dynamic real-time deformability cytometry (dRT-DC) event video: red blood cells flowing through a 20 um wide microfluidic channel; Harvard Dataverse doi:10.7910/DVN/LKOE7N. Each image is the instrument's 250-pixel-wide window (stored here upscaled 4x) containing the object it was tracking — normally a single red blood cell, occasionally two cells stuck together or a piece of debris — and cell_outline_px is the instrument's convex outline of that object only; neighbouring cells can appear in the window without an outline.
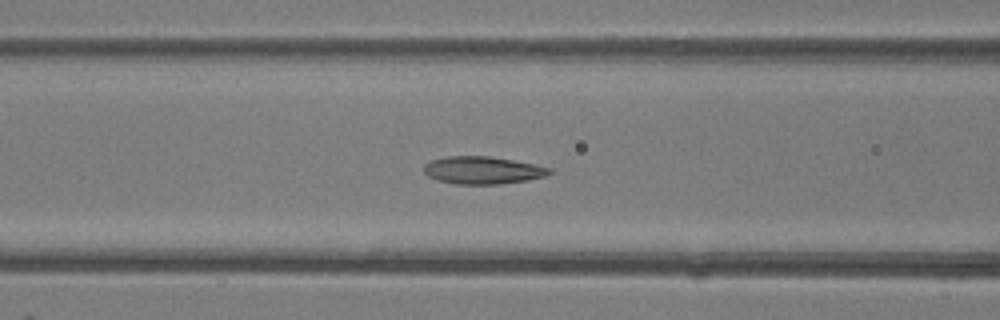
{"species": "common noctule bat (a hibernating species)", "species_latin": "Nyctalus noctula", "temperature_condition": "room temperature", "stored_images_in_passage": 40, "camera_frame_rate_fps": 3000, "um_per_image_px": 0.085, "animal": {"sex": "female"}, "frame": {"image": 1, "passage_image": 15, "time_ms": 4.667, "image_size_px": [1000, 320], "cell_outline_px": [[552, 172], [548, 176], [528, 180], [500, 184], [456, 184], [440, 180], [428, 176], [424, 172], [424, 164], [432, 160], [448, 156], [488, 156], [536, 164], [552, 168]], "centroid_in_image_um": [41.08, 14.47], "position_along_channel_um": 125.5, "area_um2": 20.17}}
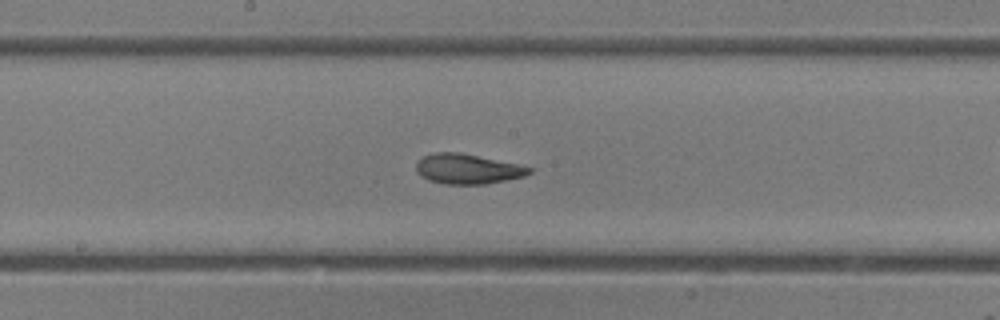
{"frame": {"image": 2, "passage_image": 20, "time_ms": 6.333, "image_size_px": [1000, 320], "cell_outline_px": [[532, 172], [524, 176], [484, 184], [444, 184], [428, 180], [420, 176], [416, 172], [416, 164], [424, 156], [436, 152], [460, 152], [516, 164], [532, 168]], "centroid_in_image_um": [39.7, 14.36], "position_along_channel_um": 208.5, "area_um2": 19.54}}
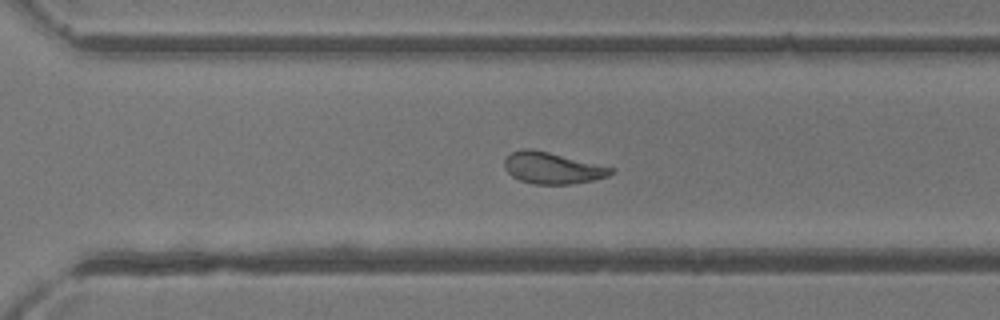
{"frame": {"image": 3, "passage_image": 27, "time_ms": 8.667, "image_size_px": [1000, 320], "cell_outline_px": [[616, 172], [608, 176], [592, 180], [572, 184], [532, 184], [520, 180], [512, 176], [504, 168], [504, 160], [512, 152], [524, 148], [532, 148], [616, 168]], "centroid_in_image_um": [46.97, 14.28], "position_along_channel_um": 323.6, "area_um2": 19.65}}